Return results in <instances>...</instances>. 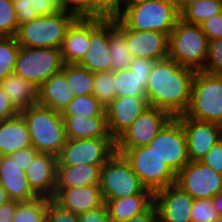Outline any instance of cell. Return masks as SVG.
<instances>
[{
  "label": "cell",
  "instance_id": "2",
  "mask_svg": "<svg viewBox=\"0 0 222 222\" xmlns=\"http://www.w3.org/2000/svg\"><path fill=\"white\" fill-rule=\"evenodd\" d=\"M20 114L27 124L32 146L39 153L58 156L67 139L61 113L37 103Z\"/></svg>",
  "mask_w": 222,
  "mask_h": 222
},
{
  "label": "cell",
  "instance_id": "31",
  "mask_svg": "<svg viewBox=\"0 0 222 222\" xmlns=\"http://www.w3.org/2000/svg\"><path fill=\"white\" fill-rule=\"evenodd\" d=\"M110 55L111 71H121L128 69L132 61L126 37L116 28V18L110 19Z\"/></svg>",
  "mask_w": 222,
  "mask_h": 222
},
{
  "label": "cell",
  "instance_id": "16",
  "mask_svg": "<svg viewBox=\"0 0 222 222\" xmlns=\"http://www.w3.org/2000/svg\"><path fill=\"white\" fill-rule=\"evenodd\" d=\"M176 118L183 124L186 133L190 161H200L222 139L220 124L190 119L184 114Z\"/></svg>",
  "mask_w": 222,
  "mask_h": 222
},
{
  "label": "cell",
  "instance_id": "30",
  "mask_svg": "<svg viewBox=\"0 0 222 222\" xmlns=\"http://www.w3.org/2000/svg\"><path fill=\"white\" fill-rule=\"evenodd\" d=\"M19 24L61 11L59 0H13Z\"/></svg>",
  "mask_w": 222,
  "mask_h": 222
},
{
  "label": "cell",
  "instance_id": "44",
  "mask_svg": "<svg viewBox=\"0 0 222 222\" xmlns=\"http://www.w3.org/2000/svg\"><path fill=\"white\" fill-rule=\"evenodd\" d=\"M201 27L209 41L222 39V12L205 20Z\"/></svg>",
  "mask_w": 222,
  "mask_h": 222
},
{
  "label": "cell",
  "instance_id": "28",
  "mask_svg": "<svg viewBox=\"0 0 222 222\" xmlns=\"http://www.w3.org/2000/svg\"><path fill=\"white\" fill-rule=\"evenodd\" d=\"M0 87L19 112L38 103V88L14 73L0 81Z\"/></svg>",
  "mask_w": 222,
  "mask_h": 222
},
{
  "label": "cell",
  "instance_id": "3",
  "mask_svg": "<svg viewBox=\"0 0 222 222\" xmlns=\"http://www.w3.org/2000/svg\"><path fill=\"white\" fill-rule=\"evenodd\" d=\"M209 40L201 25L179 19L168 36V57L181 66L202 70L208 58Z\"/></svg>",
  "mask_w": 222,
  "mask_h": 222
},
{
  "label": "cell",
  "instance_id": "12",
  "mask_svg": "<svg viewBox=\"0 0 222 222\" xmlns=\"http://www.w3.org/2000/svg\"><path fill=\"white\" fill-rule=\"evenodd\" d=\"M172 118L169 112L148 106L115 141L116 150H128L148 145Z\"/></svg>",
  "mask_w": 222,
  "mask_h": 222
},
{
  "label": "cell",
  "instance_id": "49",
  "mask_svg": "<svg viewBox=\"0 0 222 222\" xmlns=\"http://www.w3.org/2000/svg\"><path fill=\"white\" fill-rule=\"evenodd\" d=\"M18 201L8 200L0 206V222H12L16 213Z\"/></svg>",
  "mask_w": 222,
  "mask_h": 222
},
{
  "label": "cell",
  "instance_id": "29",
  "mask_svg": "<svg viewBox=\"0 0 222 222\" xmlns=\"http://www.w3.org/2000/svg\"><path fill=\"white\" fill-rule=\"evenodd\" d=\"M66 138L90 139L111 137L106 117L62 116Z\"/></svg>",
  "mask_w": 222,
  "mask_h": 222
},
{
  "label": "cell",
  "instance_id": "8",
  "mask_svg": "<svg viewBox=\"0 0 222 222\" xmlns=\"http://www.w3.org/2000/svg\"><path fill=\"white\" fill-rule=\"evenodd\" d=\"M99 186L104 199L154 194L142 185L128 161L117 152L101 167Z\"/></svg>",
  "mask_w": 222,
  "mask_h": 222
},
{
  "label": "cell",
  "instance_id": "24",
  "mask_svg": "<svg viewBox=\"0 0 222 222\" xmlns=\"http://www.w3.org/2000/svg\"><path fill=\"white\" fill-rule=\"evenodd\" d=\"M37 91L39 104L60 113L74 98L62 70L41 84Z\"/></svg>",
  "mask_w": 222,
  "mask_h": 222
},
{
  "label": "cell",
  "instance_id": "23",
  "mask_svg": "<svg viewBox=\"0 0 222 222\" xmlns=\"http://www.w3.org/2000/svg\"><path fill=\"white\" fill-rule=\"evenodd\" d=\"M90 45V19L77 18L67 30L60 46L64 64H78Z\"/></svg>",
  "mask_w": 222,
  "mask_h": 222
},
{
  "label": "cell",
  "instance_id": "46",
  "mask_svg": "<svg viewBox=\"0 0 222 222\" xmlns=\"http://www.w3.org/2000/svg\"><path fill=\"white\" fill-rule=\"evenodd\" d=\"M79 222H111L106 204L78 215Z\"/></svg>",
  "mask_w": 222,
  "mask_h": 222
},
{
  "label": "cell",
  "instance_id": "19",
  "mask_svg": "<svg viewBox=\"0 0 222 222\" xmlns=\"http://www.w3.org/2000/svg\"><path fill=\"white\" fill-rule=\"evenodd\" d=\"M156 61L133 57L128 69L114 71L116 97H146L148 77Z\"/></svg>",
  "mask_w": 222,
  "mask_h": 222
},
{
  "label": "cell",
  "instance_id": "34",
  "mask_svg": "<svg viewBox=\"0 0 222 222\" xmlns=\"http://www.w3.org/2000/svg\"><path fill=\"white\" fill-rule=\"evenodd\" d=\"M222 12V0H203L188 6L181 14L180 19L194 25H201L213 15Z\"/></svg>",
  "mask_w": 222,
  "mask_h": 222
},
{
  "label": "cell",
  "instance_id": "36",
  "mask_svg": "<svg viewBox=\"0 0 222 222\" xmlns=\"http://www.w3.org/2000/svg\"><path fill=\"white\" fill-rule=\"evenodd\" d=\"M19 48L15 37H0V81L13 74Z\"/></svg>",
  "mask_w": 222,
  "mask_h": 222
},
{
  "label": "cell",
  "instance_id": "47",
  "mask_svg": "<svg viewBox=\"0 0 222 222\" xmlns=\"http://www.w3.org/2000/svg\"><path fill=\"white\" fill-rule=\"evenodd\" d=\"M38 154L39 152L33 146H31L16 151L10 154V156L13 158V160H16V162L21 166V170L25 172L29 164Z\"/></svg>",
  "mask_w": 222,
  "mask_h": 222
},
{
  "label": "cell",
  "instance_id": "7",
  "mask_svg": "<svg viewBox=\"0 0 222 222\" xmlns=\"http://www.w3.org/2000/svg\"><path fill=\"white\" fill-rule=\"evenodd\" d=\"M116 152L123 155L142 185L153 193L176 184V173L147 145Z\"/></svg>",
  "mask_w": 222,
  "mask_h": 222
},
{
  "label": "cell",
  "instance_id": "35",
  "mask_svg": "<svg viewBox=\"0 0 222 222\" xmlns=\"http://www.w3.org/2000/svg\"><path fill=\"white\" fill-rule=\"evenodd\" d=\"M49 198L37 197L30 201H18L12 222H45Z\"/></svg>",
  "mask_w": 222,
  "mask_h": 222
},
{
  "label": "cell",
  "instance_id": "52",
  "mask_svg": "<svg viewBox=\"0 0 222 222\" xmlns=\"http://www.w3.org/2000/svg\"><path fill=\"white\" fill-rule=\"evenodd\" d=\"M203 0H174L175 6L179 14H181L188 6Z\"/></svg>",
  "mask_w": 222,
  "mask_h": 222
},
{
  "label": "cell",
  "instance_id": "22",
  "mask_svg": "<svg viewBox=\"0 0 222 222\" xmlns=\"http://www.w3.org/2000/svg\"><path fill=\"white\" fill-rule=\"evenodd\" d=\"M10 155L0 156V185L9 200L30 201L38 196L32 191L26 174Z\"/></svg>",
  "mask_w": 222,
  "mask_h": 222
},
{
  "label": "cell",
  "instance_id": "42",
  "mask_svg": "<svg viewBox=\"0 0 222 222\" xmlns=\"http://www.w3.org/2000/svg\"><path fill=\"white\" fill-rule=\"evenodd\" d=\"M62 11L79 19H91V0H59Z\"/></svg>",
  "mask_w": 222,
  "mask_h": 222
},
{
  "label": "cell",
  "instance_id": "6",
  "mask_svg": "<svg viewBox=\"0 0 222 222\" xmlns=\"http://www.w3.org/2000/svg\"><path fill=\"white\" fill-rule=\"evenodd\" d=\"M184 115L198 121L222 123V76L196 71L191 102Z\"/></svg>",
  "mask_w": 222,
  "mask_h": 222
},
{
  "label": "cell",
  "instance_id": "9",
  "mask_svg": "<svg viewBox=\"0 0 222 222\" xmlns=\"http://www.w3.org/2000/svg\"><path fill=\"white\" fill-rule=\"evenodd\" d=\"M63 65L60 48L20 46L13 73L38 88L53 74L60 72Z\"/></svg>",
  "mask_w": 222,
  "mask_h": 222
},
{
  "label": "cell",
  "instance_id": "45",
  "mask_svg": "<svg viewBox=\"0 0 222 222\" xmlns=\"http://www.w3.org/2000/svg\"><path fill=\"white\" fill-rule=\"evenodd\" d=\"M200 161L222 175V139Z\"/></svg>",
  "mask_w": 222,
  "mask_h": 222
},
{
  "label": "cell",
  "instance_id": "32",
  "mask_svg": "<svg viewBox=\"0 0 222 222\" xmlns=\"http://www.w3.org/2000/svg\"><path fill=\"white\" fill-rule=\"evenodd\" d=\"M67 83L74 95H92L94 87V73L78 64H64L62 67Z\"/></svg>",
  "mask_w": 222,
  "mask_h": 222
},
{
  "label": "cell",
  "instance_id": "39",
  "mask_svg": "<svg viewBox=\"0 0 222 222\" xmlns=\"http://www.w3.org/2000/svg\"><path fill=\"white\" fill-rule=\"evenodd\" d=\"M219 216L212 198H202L193 201L191 222H213Z\"/></svg>",
  "mask_w": 222,
  "mask_h": 222
},
{
  "label": "cell",
  "instance_id": "18",
  "mask_svg": "<svg viewBox=\"0 0 222 222\" xmlns=\"http://www.w3.org/2000/svg\"><path fill=\"white\" fill-rule=\"evenodd\" d=\"M194 199L176 184L154 193L157 219L161 222H191Z\"/></svg>",
  "mask_w": 222,
  "mask_h": 222
},
{
  "label": "cell",
  "instance_id": "5",
  "mask_svg": "<svg viewBox=\"0 0 222 222\" xmlns=\"http://www.w3.org/2000/svg\"><path fill=\"white\" fill-rule=\"evenodd\" d=\"M118 19L128 29L154 30L169 36L180 14L174 0H150L129 7Z\"/></svg>",
  "mask_w": 222,
  "mask_h": 222
},
{
  "label": "cell",
  "instance_id": "27",
  "mask_svg": "<svg viewBox=\"0 0 222 222\" xmlns=\"http://www.w3.org/2000/svg\"><path fill=\"white\" fill-rule=\"evenodd\" d=\"M101 167L88 164L57 165L55 189L99 184Z\"/></svg>",
  "mask_w": 222,
  "mask_h": 222
},
{
  "label": "cell",
  "instance_id": "25",
  "mask_svg": "<svg viewBox=\"0 0 222 222\" xmlns=\"http://www.w3.org/2000/svg\"><path fill=\"white\" fill-rule=\"evenodd\" d=\"M31 146V136L20 113L0 122V156L10 155Z\"/></svg>",
  "mask_w": 222,
  "mask_h": 222
},
{
  "label": "cell",
  "instance_id": "37",
  "mask_svg": "<svg viewBox=\"0 0 222 222\" xmlns=\"http://www.w3.org/2000/svg\"><path fill=\"white\" fill-rule=\"evenodd\" d=\"M114 84V71H102L94 73L93 94L99 102L107 107L116 97Z\"/></svg>",
  "mask_w": 222,
  "mask_h": 222
},
{
  "label": "cell",
  "instance_id": "40",
  "mask_svg": "<svg viewBox=\"0 0 222 222\" xmlns=\"http://www.w3.org/2000/svg\"><path fill=\"white\" fill-rule=\"evenodd\" d=\"M202 70L222 76V39L209 41L208 58Z\"/></svg>",
  "mask_w": 222,
  "mask_h": 222
},
{
  "label": "cell",
  "instance_id": "54",
  "mask_svg": "<svg viewBox=\"0 0 222 222\" xmlns=\"http://www.w3.org/2000/svg\"><path fill=\"white\" fill-rule=\"evenodd\" d=\"M9 200L5 189L0 185V206Z\"/></svg>",
  "mask_w": 222,
  "mask_h": 222
},
{
  "label": "cell",
  "instance_id": "38",
  "mask_svg": "<svg viewBox=\"0 0 222 222\" xmlns=\"http://www.w3.org/2000/svg\"><path fill=\"white\" fill-rule=\"evenodd\" d=\"M19 25L13 0H0V37H15Z\"/></svg>",
  "mask_w": 222,
  "mask_h": 222
},
{
  "label": "cell",
  "instance_id": "48",
  "mask_svg": "<svg viewBox=\"0 0 222 222\" xmlns=\"http://www.w3.org/2000/svg\"><path fill=\"white\" fill-rule=\"evenodd\" d=\"M20 112L0 87V122L17 116Z\"/></svg>",
  "mask_w": 222,
  "mask_h": 222
},
{
  "label": "cell",
  "instance_id": "53",
  "mask_svg": "<svg viewBox=\"0 0 222 222\" xmlns=\"http://www.w3.org/2000/svg\"><path fill=\"white\" fill-rule=\"evenodd\" d=\"M217 213L222 216V191L212 198Z\"/></svg>",
  "mask_w": 222,
  "mask_h": 222
},
{
  "label": "cell",
  "instance_id": "10",
  "mask_svg": "<svg viewBox=\"0 0 222 222\" xmlns=\"http://www.w3.org/2000/svg\"><path fill=\"white\" fill-rule=\"evenodd\" d=\"M116 153V143L112 137L69 139L67 138L57 165H97L103 166Z\"/></svg>",
  "mask_w": 222,
  "mask_h": 222
},
{
  "label": "cell",
  "instance_id": "14",
  "mask_svg": "<svg viewBox=\"0 0 222 222\" xmlns=\"http://www.w3.org/2000/svg\"><path fill=\"white\" fill-rule=\"evenodd\" d=\"M110 19H90V45L79 66L93 73L111 71Z\"/></svg>",
  "mask_w": 222,
  "mask_h": 222
},
{
  "label": "cell",
  "instance_id": "11",
  "mask_svg": "<svg viewBox=\"0 0 222 222\" xmlns=\"http://www.w3.org/2000/svg\"><path fill=\"white\" fill-rule=\"evenodd\" d=\"M177 174L190 160L183 124L173 117L147 145Z\"/></svg>",
  "mask_w": 222,
  "mask_h": 222
},
{
  "label": "cell",
  "instance_id": "15",
  "mask_svg": "<svg viewBox=\"0 0 222 222\" xmlns=\"http://www.w3.org/2000/svg\"><path fill=\"white\" fill-rule=\"evenodd\" d=\"M116 28L126 37L127 47L132 57L148 58L154 61L168 57V36L164 33L128 29L118 18Z\"/></svg>",
  "mask_w": 222,
  "mask_h": 222
},
{
  "label": "cell",
  "instance_id": "50",
  "mask_svg": "<svg viewBox=\"0 0 222 222\" xmlns=\"http://www.w3.org/2000/svg\"><path fill=\"white\" fill-rule=\"evenodd\" d=\"M157 220V211L154 204L144 213L134 216L123 222H155Z\"/></svg>",
  "mask_w": 222,
  "mask_h": 222
},
{
  "label": "cell",
  "instance_id": "33",
  "mask_svg": "<svg viewBox=\"0 0 222 222\" xmlns=\"http://www.w3.org/2000/svg\"><path fill=\"white\" fill-rule=\"evenodd\" d=\"M105 108L94 95H81L73 98L61 116L106 117Z\"/></svg>",
  "mask_w": 222,
  "mask_h": 222
},
{
  "label": "cell",
  "instance_id": "13",
  "mask_svg": "<svg viewBox=\"0 0 222 222\" xmlns=\"http://www.w3.org/2000/svg\"><path fill=\"white\" fill-rule=\"evenodd\" d=\"M176 185L194 200L210 199L222 191V175L201 161H189L176 174Z\"/></svg>",
  "mask_w": 222,
  "mask_h": 222
},
{
  "label": "cell",
  "instance_id": "26",
  "mask_svg": "<svg viewBox=\"0 0 222 222\" xmlns=\"http://www.w3.org/2000/svg\"><path fill=\"white\" fill-rule=\"evenodd\" d=\"M104 201L111 222H123L146 212L154 204V194H135Z\"/></svg>",
  "mask_w": 222,
  "mask_h": 222
},
{
  "label": "cell",
  "instance_id": "1",
  "mask_svg": "<svg viewBox=\"0 0 222 222\" xmlns=\"http://www.w3.org/2000/svg\"><path fill=\"white\" fill-rule=\"evenodd\" d=\"M196 70L181 66L169 57L157 60L149 74L146 98L149 106L163 109L173 117L190 105Z\"/></svg>",
  "mask_w": 222,
  "mask_h": 222
},
{
  "label": "cell",
  "instance_id": "51",
  "mask_svg": "<svg viewBox=\"0 0 222 222\" xmlns=\"http://www.w3.org/2000/svg\"><path fill=\"white\" fill-rule=\"evenodd\" d=\"M147 1H150V0H119L118 17L129 7L142 3V2H147Z\"/></svg>",
  "mask_w": 222,
  "mask_h": 222
},
{
  "label": "cell",
  "instance_id": "4",
  "mask_svg": "<svg viewBox=\"0 0 222 222\" xmlns=\"http://www.w3.org/2000/svg\"><path fill=\"white\" fill-rule=\"evenodd\" d=\"M77 18L65 11L41 15L20 24L15 38L20 46L30 48H60L67 30Z\"/></svg>",
  "mask_w": 222,
  "mask_h": 222
},
{
  "label": "cell",
  "instance_id": "55",
  "mask_svg": "<svg viewBox=\"0 0 222 222\" xmlns=\"http://www.w3.org/2000/svg\"><path fill=\"white\" fill-rule=\"evenodd\" d=\"M213 222H222V216L220 215L218 218H216Z\"/></svg>",
  "mask_w": 222,
  "mask_h": 222
},
{
  "label": "cell",
  "instance_id": "21",
  "mask_svg": "<svg viewBox=\"0 0 222 222\" xmlns=\"http://www.w3.org/2000/svg\"><path fill=\"white\" fill-rule=\"evenodd\" d=\"M53 200L77 215L105 204L99 184L55 189Z\"/></svg>",
  "mask_w": 222,
  "mask_h": 222
},
{
  "label": "cell",
  "instance_id": "20",
  "mask_svg": "<svg viewBox=\"0 0 222 222\" xmlns=\"http://www.w3.org/2000/svg\"><path fill=\"white\" fill-rule=\"evenodd\" d=\"M57 164V156L49 153H39L26 169L25 174L29 186L38 197L53 199Z\"/></svg>",
  "mask_w": 222,
  "mask_h": 222
},
{
  "label": "cell",
  "instance_id": "17",
  "mask_svg": "<svg viewBox=\"0 0 222 222\" xmlns=\"http://www.w3.org/2000/svg\"><path fill=\"white\" fill-rule=\"evenodd\" d=\"M148 106L146 97H115L105 108L109 135L116 141Z\"/></svg>",
  "mask_w": 222,
  "mask_h": 222
},
{
  "label": "cell",
  "instance_id": "41",
  "mask_svg": "<svg viewBox=\"0 0 222 222\" xmlns=\"http://www.w3.org/2000/svg\"><path fill=\"white\" fill-rule=\"evenodd\" d=\"M119 0H91V19L118 18Z\"/></svg>",
  "mask_w": 222,
  "mask_h": 222
},
{
  "label": "cell",
  "instance_id": "43",
  "mask_svg": "<svg viewBox=\"0 0 222 222\" xmlns=\"http://www.w3.org/2000/svg\"><path fill=\"white\" fill-rule=\"evenodd\" d=\"M45 222H79L77 214L64 209L53 199L48 202Z\"/></svg>",
  "mask_w": 222,
  "mask_h": 222
}]
</instances>
